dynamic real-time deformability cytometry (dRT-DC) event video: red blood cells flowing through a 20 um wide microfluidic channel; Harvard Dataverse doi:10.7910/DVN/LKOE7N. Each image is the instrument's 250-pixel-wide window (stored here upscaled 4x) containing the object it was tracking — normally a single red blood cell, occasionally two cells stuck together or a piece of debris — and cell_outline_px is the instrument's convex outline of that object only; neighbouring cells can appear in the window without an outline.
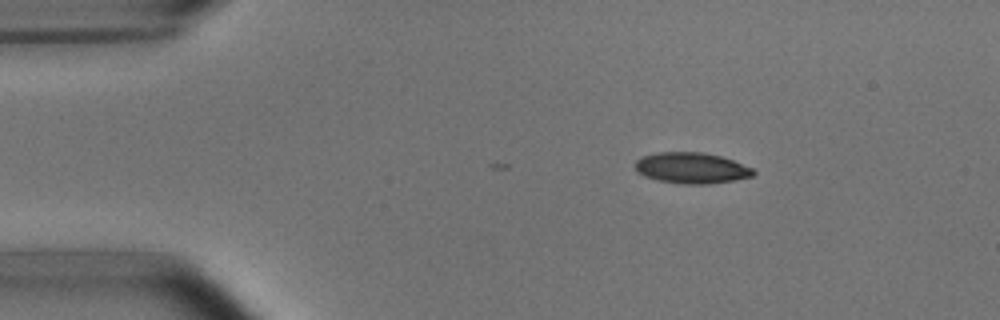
{"species": "common noctule bat (a hibernating species)", "species_latin": "Nyctalus noctula", "temperature_condition": "room temperature", "stored_images_in_passage": 2, "camera_frame_rate_fps": 3000, "um_per_image_px": 0.085, "animal": {"sex": "male", "body_mass_g": 15.6}, "frame": {"image": 1, "passage_image": 2, "time_ms": 0.333, "image_size_px": [1000, 320], "cell_outline_px": [[756, 172], [752, 176], [736, 180], [708, 184], [680, 184], [656, 180], [644, 176], [636, 172], [636, 160], [640, 156], [656, 152], [700, 152], [720, 156], [732, 160], [752, 168]], "centroid_in_image_um": [58.74, 14.28], "position_along_channel_um": 26.3, "area_um2": 21.44}}